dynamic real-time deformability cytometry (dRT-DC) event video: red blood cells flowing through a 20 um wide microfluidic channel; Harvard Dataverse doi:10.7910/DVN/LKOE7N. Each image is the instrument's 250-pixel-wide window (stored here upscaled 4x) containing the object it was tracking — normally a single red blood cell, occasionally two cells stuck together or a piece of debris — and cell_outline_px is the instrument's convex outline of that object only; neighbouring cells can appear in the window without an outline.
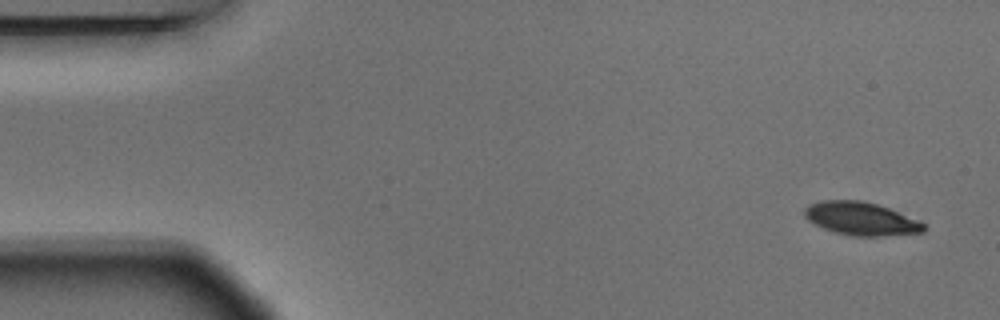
{"species": "Egyptian fruit bat (a non-hibernating species)", "species_latin": "Rousettus aegyptiacus", "temperature_condition": "warm", "stored_images_in_passage": 8, "camera_frame_rate_fps": 3000, "um_per_image_px": 0.085, "animal": {"sex": "male"}, "frame": {"image": 1, "passage_image": 1, "time_ms": 0.0, "image_size_px": [1000, 320], "cell_outline_px": [[924, 232], [880, 236], [852, 236], [836, 232], [824, 228], [808, 220], [804, 216], [804, 208], [808, 204], [824, 200], [860, 200], [876, 204], [888, 208], [924, 224]], "centroid_in_image_um": [73.12, 18.58], "position_along_channel_um": 11.9, "area_um2": 22.6}}
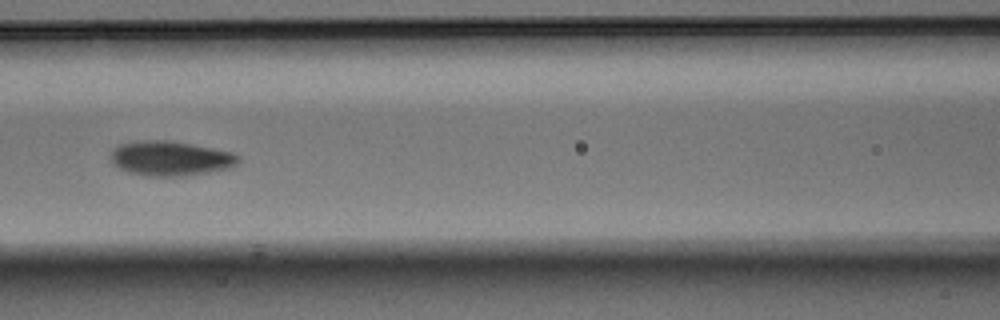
{"frame": {"image": 2, "passage_image": 6, "time_ms": 1.667, "image_size_px": [1000, 320], "cell_outline_px": [[240, 160], [236, 164], [228, 168], [208, 172], [180, 176], [148, 176], [128, 172], [112, 164], [112, 148], [120, 144], [144, 140], [168, 140], [212, 148], [232, 152], [240, 156]], "centroid_in_image_um": [14.48, 13.46], "position_along_channel_um": 152.1, "area_um2": 25.61}}
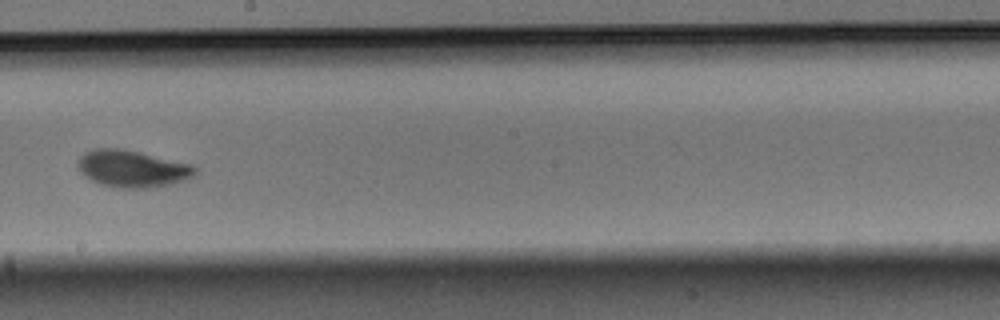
{"frame": {"image": 3, "passage_image": 8, "time_ms": 2.333, "image_size_px": [1000, 320], "cell_outline_px": [[196, 176], [172, 184], [148, 188], [120, 188], [100, 184], [84, 176], [76, 168], [76, 160], [84, 152], [96, 148], [124, 148], [192, 164], [196, 168]], "centroid_in_image_um": [11.22, 14.33], "position_along_channel_um": 237.0, "area_um2": 25.72}}